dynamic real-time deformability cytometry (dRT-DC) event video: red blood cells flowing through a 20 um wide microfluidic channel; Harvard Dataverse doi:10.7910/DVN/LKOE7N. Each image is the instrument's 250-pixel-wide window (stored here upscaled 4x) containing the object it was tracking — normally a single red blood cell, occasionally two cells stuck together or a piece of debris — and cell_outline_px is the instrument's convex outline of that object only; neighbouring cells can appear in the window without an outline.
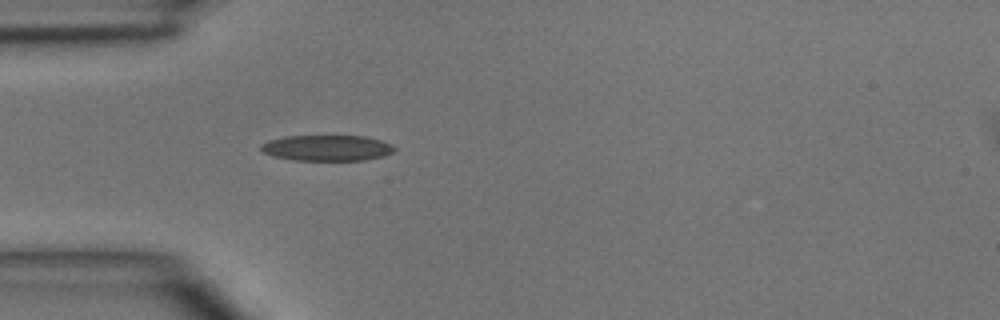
{"species": "common noctule bat (a hibernating species)", "species_latin": "Nyctalus noctula", "temperature_condition": "room temperature", "stored_images_in_passage": 5, "camera_frame_rate_fps": 3000, "um_per_image_px": 0.085, "animal": {"sex": "male", "body_mass_g": 15.6}, "frame": {"image": 1, "passage_image": 4, "time_ms": 3.333, "image_size_px": [1000, 320], "cell_outline_px": [[396, 148], [392, 152], [384, 156], [364, 160], [292, 160], [272, 156], [264, 152], [260, 148], [260, 144], [268, 140], [284, 136], [364, 136], [380, 140], [392, 144]], "centroid_in_image_um": [27.77, 12.57], "position_along_channel_um": 57.2, "area_um2": 20.11}}